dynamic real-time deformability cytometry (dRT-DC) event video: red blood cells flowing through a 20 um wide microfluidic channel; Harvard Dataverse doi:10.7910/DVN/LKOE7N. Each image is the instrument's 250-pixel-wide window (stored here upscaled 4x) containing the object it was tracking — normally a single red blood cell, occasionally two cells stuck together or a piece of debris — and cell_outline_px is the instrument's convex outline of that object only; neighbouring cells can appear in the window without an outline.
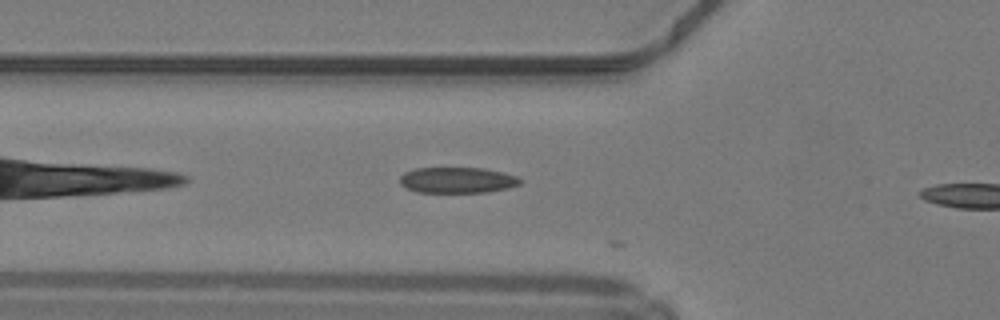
{"species": "common noctule bat (a hibernating species)", "species_latin": "Nyctalus noctula", "temperature_condition": "warm", "stored_images_in_passage": 8, "camera_frame_rate_fps": 3000, "um_per_image_px": 0.085, "animal": {"sex": "male", "body_mass_g": 19.2, "forearm_length_mm": 51.8}, "frame": {"image": 1, "passage_image": 4, "time_ms": 1.0, "image_size_px": [1000, 320], "cell_outline_px": [[524, 180], [520, 184], [508, 188], [488, 192], [416, 192], [400, 184], [400, 176], [404, 172], [416, 168], [484, 168], [516, 176]], "centroid_in_image_um": [38.88, 15.31], "position_along_channel_um": 86.9, "area_um2": 18.09}}
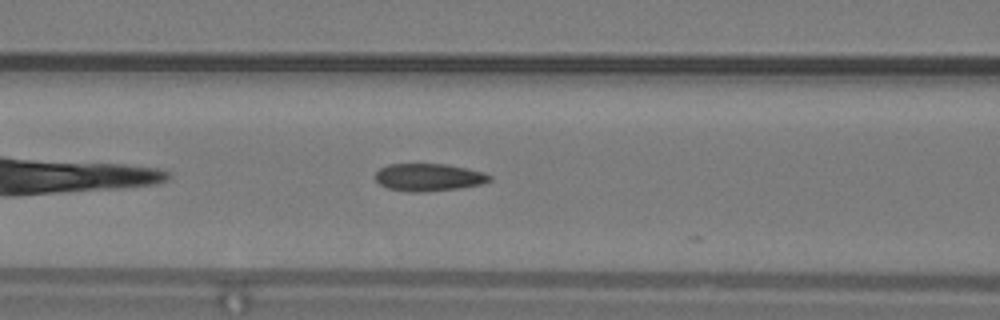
{"frame": {"image": 2, "passage_image": 7, "time_ms": 2.0, "image_size_px": [1000, 320], "cell_outline_px": [[492, 180], [480, 184], [456, 188], [424, 192], [412, 192], [388, 188], [380, 184], [376, 180], [376, 172], [380, 168], [388, 164], [448, 164], [484, 172], [492, 176]], "centroid_in_image_um": [36.44, 15.06], "position_along_channel_um": 130.2, "area_um2": 18.21}}